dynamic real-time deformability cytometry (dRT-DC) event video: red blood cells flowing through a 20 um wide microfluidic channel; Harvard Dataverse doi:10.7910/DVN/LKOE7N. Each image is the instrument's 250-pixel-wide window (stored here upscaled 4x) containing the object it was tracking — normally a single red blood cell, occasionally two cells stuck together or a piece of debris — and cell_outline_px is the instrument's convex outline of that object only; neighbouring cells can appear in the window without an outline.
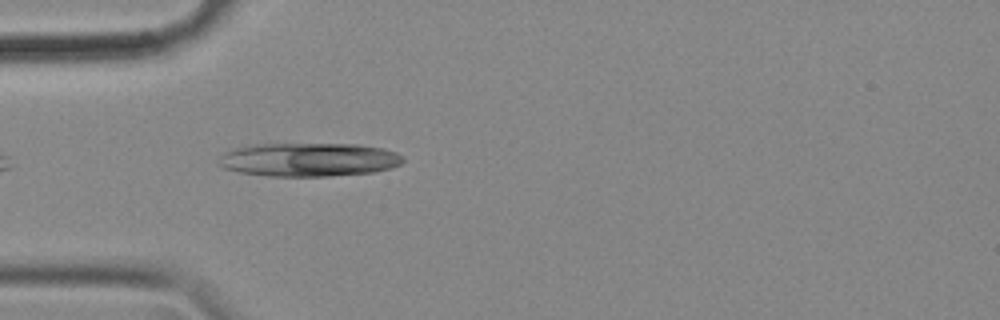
{"species": "common noctule bat (a hibernating species)", "species_latin": "Nyctalus noctula", "temperature_condition": "cold", "stored_images_in_passage": 12, "camera_frame_rate_fps": 3000, "um_per_image_px": 0.085, "animal": {"sex": "female", "body_mass_g": 18.4}, "frame": {"image": 1, "passage_image": 1, "time_ms": 0.0, "image_size_px": [1000, 320], "cell_outline_px": [[404, 160], [400, 164], [388, 168], [372, 172], [328, 176], [268, 176], [240, 172], [224, 168], [216, 164], [216, 160], [228, 148], [248, 144], [356, 144], [384, 148], [396, 152]], "centroid_in_image_um": [26.14, 13.55], "position_along_channel_um": 58.9, "area_um2": 36.41}}
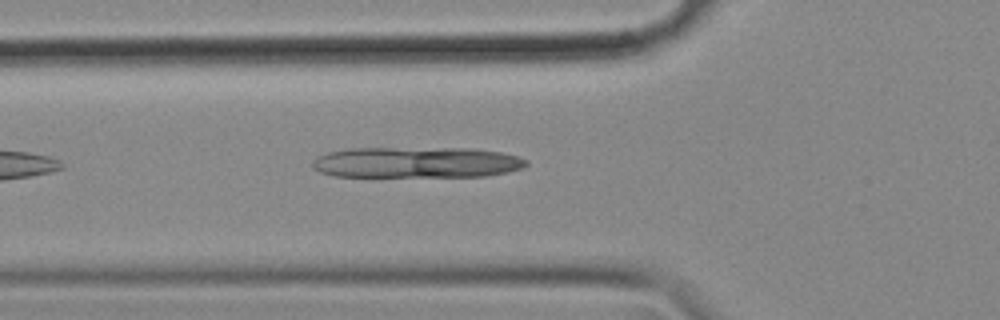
{"frame": {"image": 2, "passage_image": 4, "time_ms": 1.0, "image_size_px": [1000, 320], "cell_outline_px": [[528, 164], [520, 168], [504, 172], [484, 176], [336, 176], [320, 172], [312, 168], [312, 160], [316, 156], [328, 152], [348, 148], [472, 148], [500, 152], [516, 156], [528, 160]], "centroid_in_image_um": [35.34, 13.79], "position_along_channel_um": 90.5, "area_um2": 38.49}}
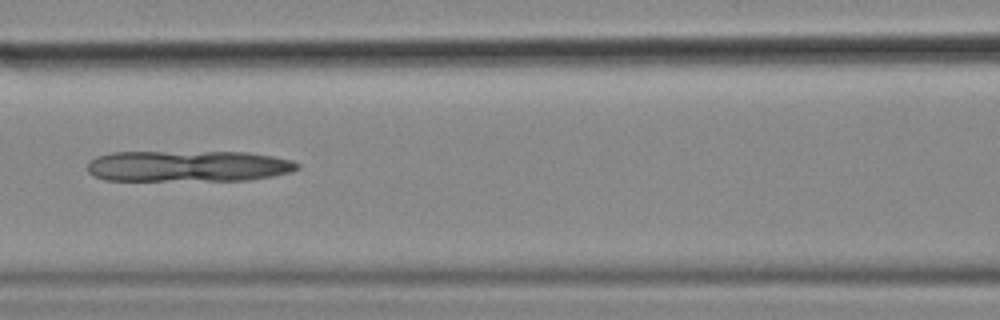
{"frame": {"image": 3, "passage_image": 9, "time_ms": 2.667, "image_size_px": [1000, 320], "cell_outline_px": [[300, 168], [292, 172], [272, 176], [244, 180], [104, 180], [88, 172], [88, 160], [96, 156], [112, 152], [248, 152], [272, 156], [292, 160], [300, 164]], "centroid_in_image_um": [16.0, 14.11], "position_along_channel_um": 150.6, "area_um2": 38.21}}